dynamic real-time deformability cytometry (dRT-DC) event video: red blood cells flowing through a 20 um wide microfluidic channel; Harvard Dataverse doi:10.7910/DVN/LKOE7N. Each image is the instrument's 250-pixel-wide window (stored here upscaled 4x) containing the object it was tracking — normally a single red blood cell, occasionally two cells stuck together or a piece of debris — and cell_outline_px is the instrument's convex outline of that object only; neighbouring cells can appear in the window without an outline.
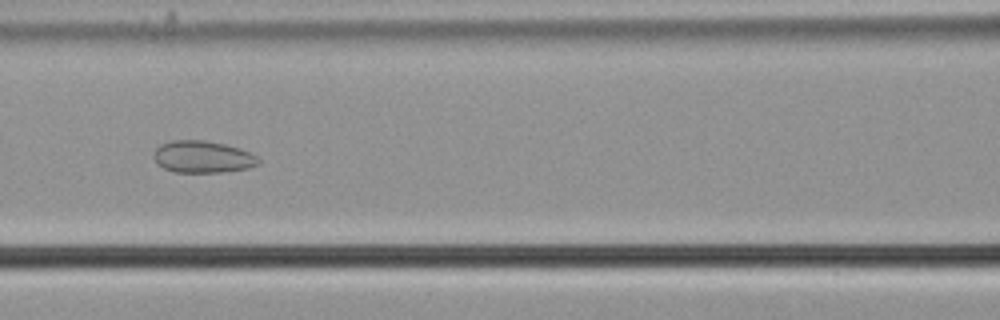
{"species": "common noctule bat (a hibernating species)", "species_latin": "Nyctalus noctula", "temperature_condition": "cold", "stored_images_in_passage": 40, "camera_frame_rate_fps": 3000, "um_per_image_px": 0.085, "animal": {"sex": "male", "body_mass_g": 21.5, "forearm_length_mm": 52.0}, "frame": {"image": 1, "passage_image": 9, "time_ms": 2.667, "image_size_px": [1000, 320], "cell_outline_px": [[260, 164], [248, 168], [220, 172], [176, 172], [164, 168], [156, 164], [152, 156], [156, 148], [160, 144], [172, 140], [204, 140], [224, 144], [240, 148], [252, 152], [260, 160]], "centroid_in_image_um": [17.22, 13.32], "position_along_channel_um": 149.4, "area_um2": 19.71}}
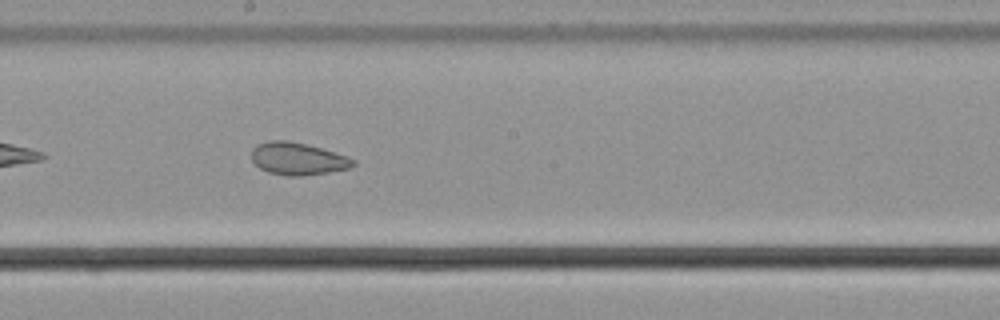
{"frame": {"image": 2, "passage_image": 15, "time_ms": 4.667, "image_size_px": [1000, 320], "cell_outline_px": [[356, 164], [348, 168], [328, 172], [300, 176], [288, 176], [268, 172], [260, 168], [252, 160], [252, 148], [256, 144], [268, 140], [288, 140], [320, 148], [356, 160]], "centroid_in_image_um": [25.26, 13.49], "position_along_channel_um": 222.9, "area_um2": 18.96}}
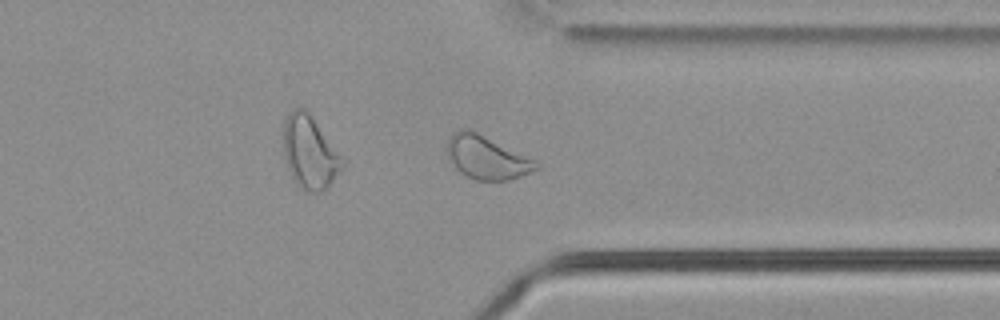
{"frame": {"image": 3, "passage_image": 27, "time_ms": 8.667, "image_size_px": [1000, 320], "cell_outline_px": [[540, 168], [520, 176], [508, 180], [476, 180], [460, 172], [456, 168], [448, 156], [448, 140], [452, 132], [464, 128], [468, 128], [536, 160], [540, 164]], "centroid_in_image_um": [41.39, 13.38], "position_along_channel_um": 370.0, "area_um2": 22.2}, "authors_computed_cell_mechanics": {"area_um2": 20.8947, "velocity_mm_per_s": 3.6897, "shape_relaxation_time_tau1_ms": null, "shape_relaxation_time_tau2_ms": 2.3157, "deformation_change_tau1": null, "deformation_change_tau2": 0.0751}}